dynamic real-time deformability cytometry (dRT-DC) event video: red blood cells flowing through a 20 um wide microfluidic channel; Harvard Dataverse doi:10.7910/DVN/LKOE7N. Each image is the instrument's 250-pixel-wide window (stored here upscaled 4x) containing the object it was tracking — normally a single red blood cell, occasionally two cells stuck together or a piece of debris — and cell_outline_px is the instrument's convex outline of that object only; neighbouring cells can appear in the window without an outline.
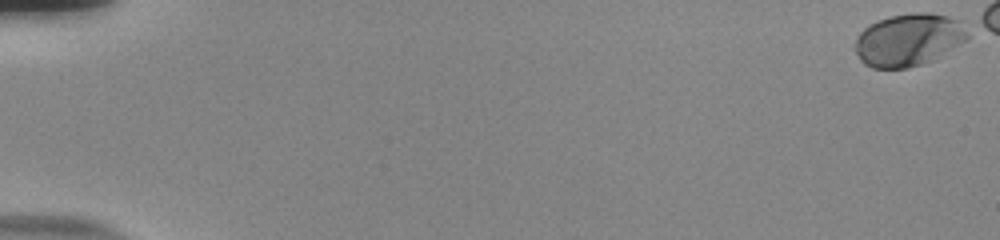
{"species": "human", "species_latin": "Homo sapiens", "temperature_condition": "room temperature", "stored_images_in_passage": 51, "camera_frame_rate_fps": 3000, "um_per_image_px": 0.085, "donor": {"sex": "male"}, "frame": {"image": 1, "passage_image": 1, "time_ms": 0.0, "image_size_px": [1000, 240], "cell_outline_px": [[968, 40], [932, 60], [908, 68], [872, 68], [864, 64], [860, 60], [856, 52], [856, 40], [860, 32], [864, 28], [880, 20], [892, 16], [912, 12], [928, 12], [944, 16], [956, 20], [968, 36]], "centroid_in_image_um": [77.2, 3.4], "position_along_channel_um": 7.8, "area_um2": 33.76}}
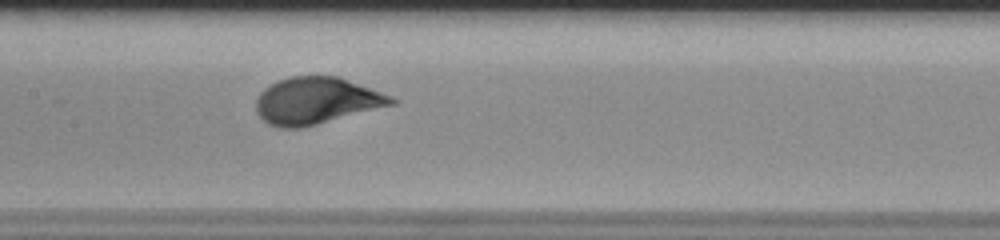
{"frame": {"image": 2, "passage_image": 30, "time_ms": 9.667, "image_size_px": [1000, 240], "cell_outline_px": [[400, 100], [396, 104], [300, 128], [280, 128], [268, 124], [256, 112], [256, 100], [260, 92], [264, 88], [280, 80], [292, 76], [336, 76], [380, 92]], "centroid_in_image_um": [26.87, 8.57], "position_along_channel_um": 180.5, "area_um2": 36.47}}
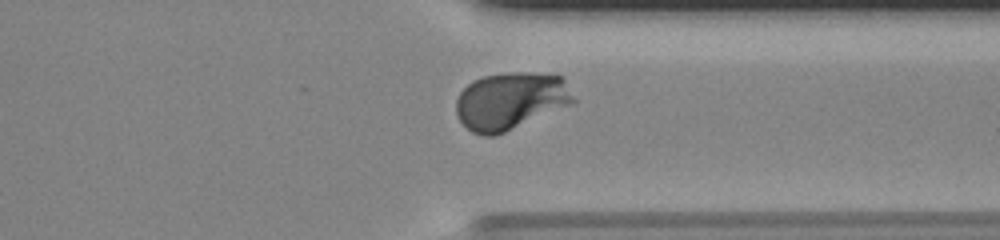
{"frame": {"image": 3, "passage_image": 45, "time_ms": 14.667, "image_size_px": [1000, 240], "cell_outline_px": [[576, 100], [572, 104], [496, 136], [484, 136], [472, 132], [460, 120], [456, 112], [456, 100], [460, 92], [468, 84], [484, 76], [508, 72], [528, 72], [560, 76], [564, 80]], "centroid_in_image_um": [43.39, 8.58], "position_along_channel_um": 368.0, "area_um2": 39.02}}